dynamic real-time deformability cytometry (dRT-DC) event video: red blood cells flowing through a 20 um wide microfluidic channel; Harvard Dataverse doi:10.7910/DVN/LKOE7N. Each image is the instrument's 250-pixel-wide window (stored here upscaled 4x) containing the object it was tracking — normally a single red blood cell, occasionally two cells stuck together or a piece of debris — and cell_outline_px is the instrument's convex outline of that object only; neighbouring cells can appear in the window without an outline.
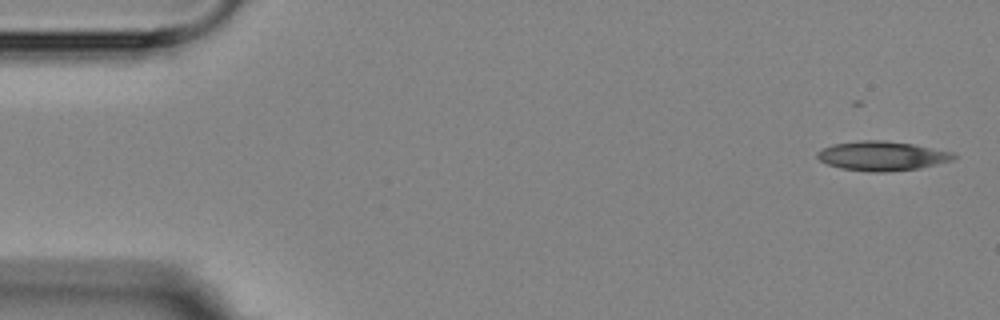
{"species": "Egyptian fruit bat (a non-hibernating species)", "species_latin": "Rousettus aegyptiacus", "temperature_condition": "room temperature", "stored_images_in_passage": 5, "camera_frame_rate_fps": 3000, "um_per_image_px": 0.085, "animal": {"sex": "female"}, "frame": {"image": 1, "passage_image": 1, "time_ms": 0.0, "image_size_px": [1000, 320], "cell_outline_px": [[956, 156], [952, 160], [920, 168], [888, 172], [872, 172], [840, 168], [828, 164], [820, 160], [816, 156], [816, 152], [832, 144], [860, 140], [884, 140], [912, 144], [952, 152]], "centroid_in_image_um": [74.94, 13.25], "position_along_channel_um": 10.1, "area_um2": 23.24}}